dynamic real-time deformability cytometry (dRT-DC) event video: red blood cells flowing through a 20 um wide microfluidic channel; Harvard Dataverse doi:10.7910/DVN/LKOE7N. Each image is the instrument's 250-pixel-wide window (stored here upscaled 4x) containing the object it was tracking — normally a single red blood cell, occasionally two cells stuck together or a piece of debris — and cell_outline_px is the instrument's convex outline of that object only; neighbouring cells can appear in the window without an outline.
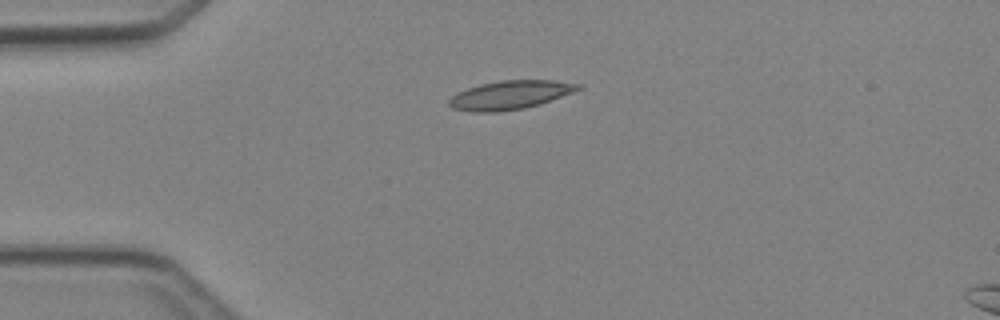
{"species": "Egyptian fruit bat (a non-hibernating species)", "species_latin": "Rousettus aegyptiacus", "temperature_condition": "cold", "stored_images_in_passage": 6, "camera_frame_rate_fps": 3000, "um_per_image_px": 0.085, "animal": {"sex": "female"}, "frame": {"image": 1, "passage_image": 3, "time_ms": 3.333, "image_size_px": [1000, 320], "cell_outline_px": [[584, 88], [540, 104], [524, 108], [496, 112], [472, 112], [452, 108], [448, 104], [448, 100], [456, 92], [480, 84], [500, 80], [552, 80], [584, 84]], "centroid_in_image_um": [43.37, 8.07], "position_along_channel_um": 41.6, "area_um2": 21.73}}
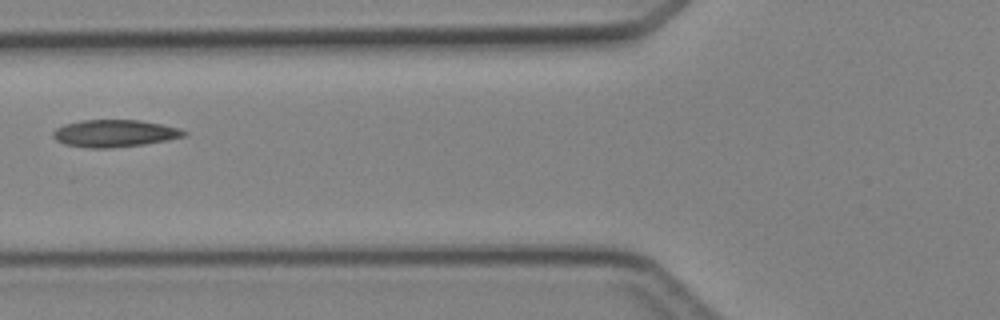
{"frame": {"image": 2, "passage_image": 5, "time_ms": 5.667, "image_size_px": [1000, 320], "cell_outline_px": [[188, 132], [184, 136], [168, 140], [144, 144], [112, 148], [88, 148], [64, 144], [56, 140], [52, 136], [52, 132], [56, 128], [64, 124], [80, 120], [140, 120], [180, 128]], "centroid_in_image_um": [9.71, 11.33], "position_along_channel_um": 116.1, "area_um2": 20.87}}
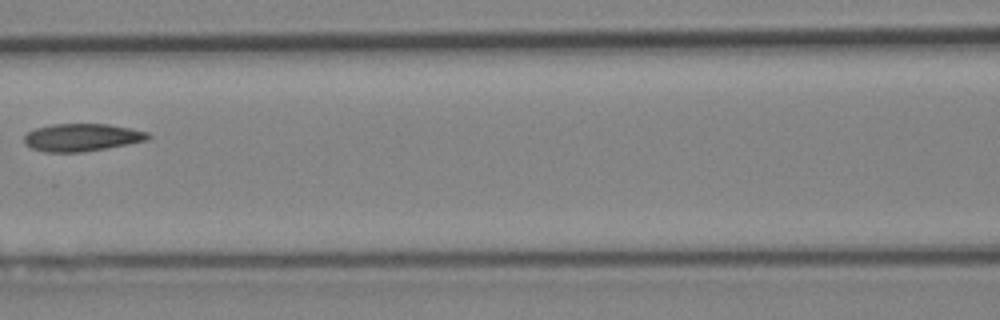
{"frame": {"image": 3, "passage_image": 6, "time_ms": 6.667, "image_size_px": [1000, 320], "cell_outline_px": [[152, 136], [148, 140], [128, 144], [84, 152], [44, 152], [32, 148], [24, 144], [24, 136], [28, 132], [36, 128], [52, 124], [108, 124], [148, 132]], "centroid_in_image_um": [6.95, 11.68], "position_along_channel_um": 159.6, "area_um2": 19.94}}